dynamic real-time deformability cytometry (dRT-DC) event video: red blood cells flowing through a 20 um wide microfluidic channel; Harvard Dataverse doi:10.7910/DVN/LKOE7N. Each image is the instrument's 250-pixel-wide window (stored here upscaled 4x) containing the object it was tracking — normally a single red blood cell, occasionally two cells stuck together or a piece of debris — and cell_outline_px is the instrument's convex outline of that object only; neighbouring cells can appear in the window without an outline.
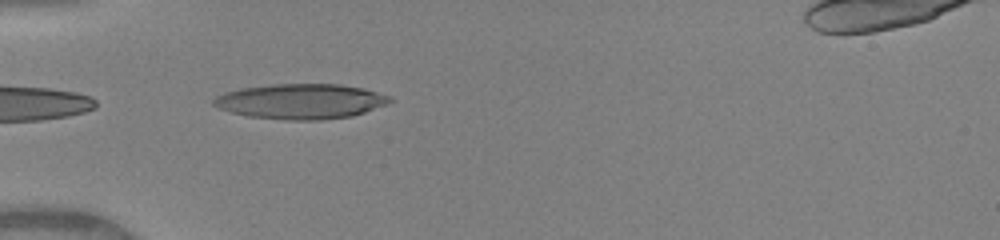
{"species": "human", "species_latin": "Homo sapiens", "temperature_condition": "warm", "stored_images_in_passage": 4, "camera_frame_rate_fps": 3000, "um_per_image_px": 0.085, "donor": {"sex": "female"}, "frame": {"image": 1, "passage_image": 1, "time_ms": 0.0, "image_size_px": [1000, 240], "cell_outline_px": [[392, 100], [388, 104], [352, 116], [320, 120], [288, 120], [248, 116], [232, 112], [220, 108], [212, 104], [212, 100], [216, 96], [224, 92], [240, 88], [272, 84], [340, 84], [364, 88], [392, 96]], "centroid_in_image_um": [25.58, 8.61], "position_along_channel_um": 59.4, "area_um2": 36.18}}
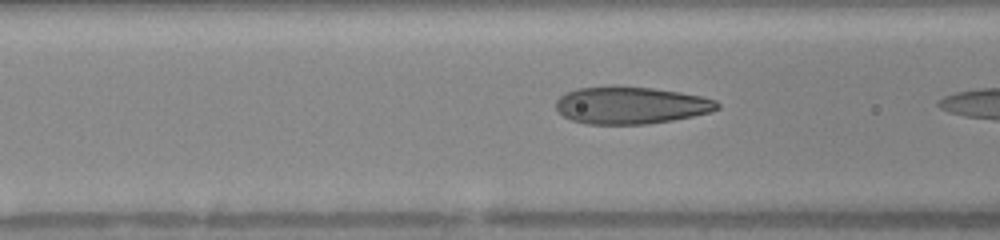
{"frame": {"image": 2, "passage_image": 3, "time_ms": 0.667, "image_size_px": [1000, 240], "cell_outline_px": [[720, 108], [712, 112], [672, 120], [644, 124], [588, 124], [572, 120], [564, 116], [556, 108], [556, 100], [560, 96], [576, 88], [616, 84], [652, 88], [680, 92], [700, 96], [716, 100], [720, 104]], "centroid_in_image_um": [53.62, 8.92], "position_along_channel_um": 113.0, "area_um2": 35.37}}